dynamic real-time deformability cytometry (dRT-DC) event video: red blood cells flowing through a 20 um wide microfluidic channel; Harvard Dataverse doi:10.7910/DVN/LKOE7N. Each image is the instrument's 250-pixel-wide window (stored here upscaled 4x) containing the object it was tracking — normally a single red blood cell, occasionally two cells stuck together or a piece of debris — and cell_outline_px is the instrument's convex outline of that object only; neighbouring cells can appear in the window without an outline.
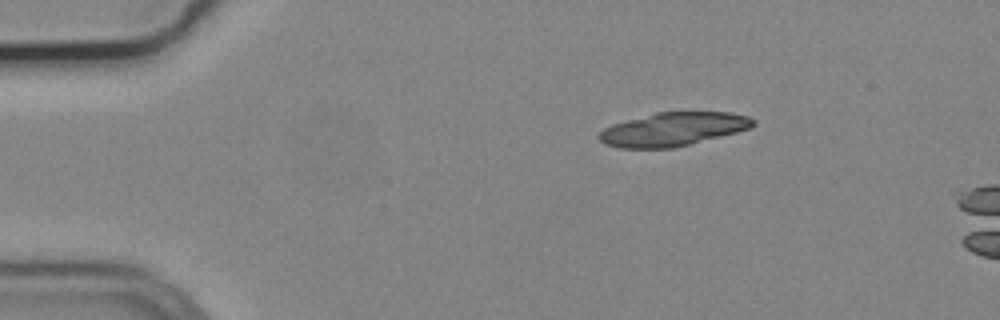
{"species": "common noctule bat (a hibernating species)", "species_latin": "Nyctalus noctula", "temperature_condition": "cold", "stored_images_in_passage": 8, "camera_frame_rate_fps": 3000, "um_per_image_px": 0.085, "animal": {"sex": "male", "body_mass_g": 19.2, "forearm_length_mm": 51.8}, "frame": {"image": 1, "passage_image": 1, "time_ms": 0.0, "image_size_px": [1000, 320], "cell_outline_px": [[756, 124], [752, 128], [672, 148], [620, 148], [604, 144], [596, 136], [604, 128], [612, 124], [656, 112], [728, 112], [748, 116], [756, 120]], "centroid_in_image_um": [57.2, 10.98], "position_along_channel_um": 27.8, "area_um2": 30.0}}